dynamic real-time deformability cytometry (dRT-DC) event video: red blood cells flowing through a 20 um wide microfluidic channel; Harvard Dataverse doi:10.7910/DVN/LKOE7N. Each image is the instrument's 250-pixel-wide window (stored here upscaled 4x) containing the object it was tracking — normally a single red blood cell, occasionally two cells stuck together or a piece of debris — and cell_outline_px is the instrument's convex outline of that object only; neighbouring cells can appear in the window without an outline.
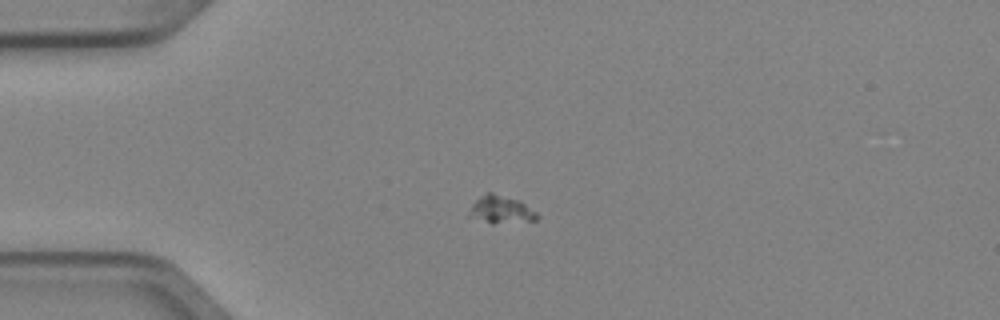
{"species": "Egyptian fruit bat (a non-hibernating species)", "species_latin": "Rousettus aegyptiacus", "temperature_condition": "cold", "stored_images_in_passage": 7, "camera_frame_rate_fps": 3000, "um_per_image_px": 0.085, "animal": {"sex": "female"}, "frame": {"image": 1, "passage_image": 3, "time_ms": 0.667, "image_size_px": [1000, 320], "cell_outline_px": [[540, 216], [536, 220], [492, 224], [468, 216], [472, 204], [480, 196], [488, 192], [492, 192], [520, 200], [536, 212]], "centroid_in_image_um": [42.59, 17.82], "position_along_channel_um": 42.4, "area_um2": 10.98}}
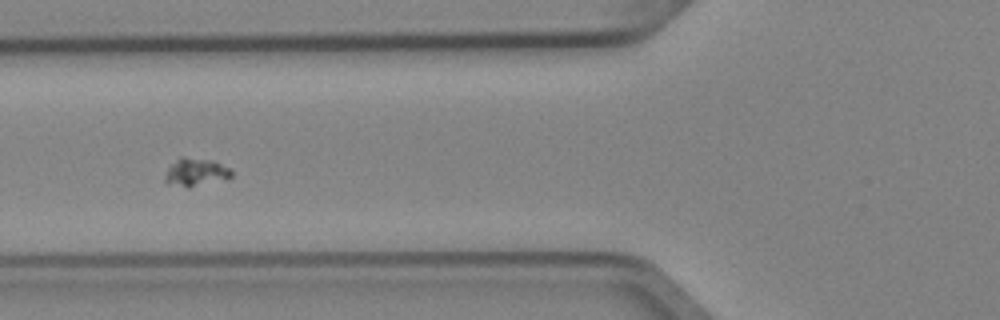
{"frame": {"image": 2, "passage_image": 5, "time_ms": 1.333, "image_size_px": [1000, 320], "cell_outline_px": [[232, 176], [228, 180], [188, 188], [164, 184], [164, 176], [168, 168], [180, 156], [184, 156], [212, 160], [228, 168], [232, 172]], "centroid_in_image_um": [16.62, 14.67], "position_along_channel_um": 109.2, "area_um2": 11.21}}